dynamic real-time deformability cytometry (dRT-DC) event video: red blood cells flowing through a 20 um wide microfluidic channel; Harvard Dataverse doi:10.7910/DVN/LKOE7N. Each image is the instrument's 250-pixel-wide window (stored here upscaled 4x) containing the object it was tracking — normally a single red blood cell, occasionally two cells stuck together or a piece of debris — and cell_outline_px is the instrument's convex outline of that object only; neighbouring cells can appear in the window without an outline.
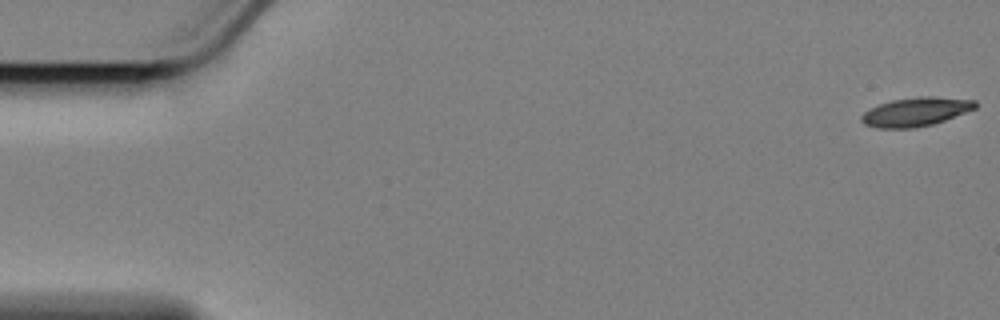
{"species": "Egyptian fruit bat (a non-hibernating species)", "species_latin": "Rousettus aegyptiacus", "temperature_condition": "cold", "stored_images_in_passage": 15, "camera_frame_rate_fps": 3000, "um_per_image_px": 0.085, "animal": {"sex": "female"}, "frame": {"image": 1, "passage_image": 1, "time_ms": 0.0, "image_size_px": [1000, 320], "cell_outline_px": [[976, 108], [944, 120], [932, 124], [912, 128], [876, 128], [864, 124], [860, 120], [860, 116], [864, 112], [880, 104], [892, 100], [920, 96], [932, 96], [976, 100]], "centroid_in_image_um": [77.82, 9.5], "position_along_channel_um": 7.2, "area_um2": 18.96}}
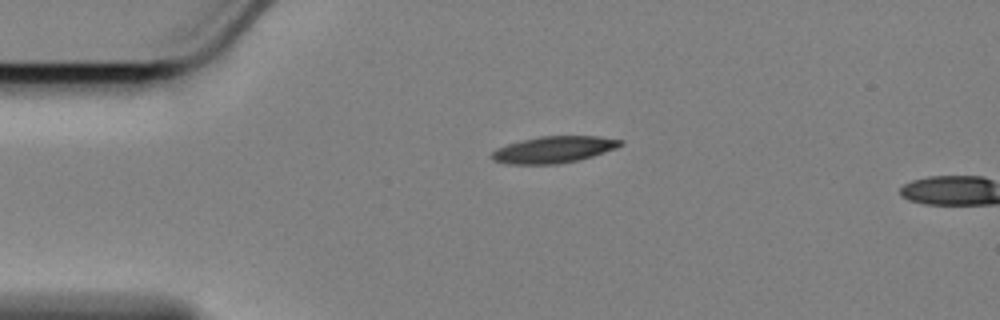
{"frame": {"image": 2, "passage_image": 13, "time_ms": 4.0, "image_size_px": [1000, 320], "cell_outline_px": [[624, 144], [616, 148], [580, 160], [560, 164], [508, 164], [492, 160], [492, 152], [496, 148], [508, 144], [540, 136], [596, 136], [624, 140]], "centroid_in_image_um": [47.09, 12.72], "position_along_channel_um": 37.9, "area_um2": 19.94}}